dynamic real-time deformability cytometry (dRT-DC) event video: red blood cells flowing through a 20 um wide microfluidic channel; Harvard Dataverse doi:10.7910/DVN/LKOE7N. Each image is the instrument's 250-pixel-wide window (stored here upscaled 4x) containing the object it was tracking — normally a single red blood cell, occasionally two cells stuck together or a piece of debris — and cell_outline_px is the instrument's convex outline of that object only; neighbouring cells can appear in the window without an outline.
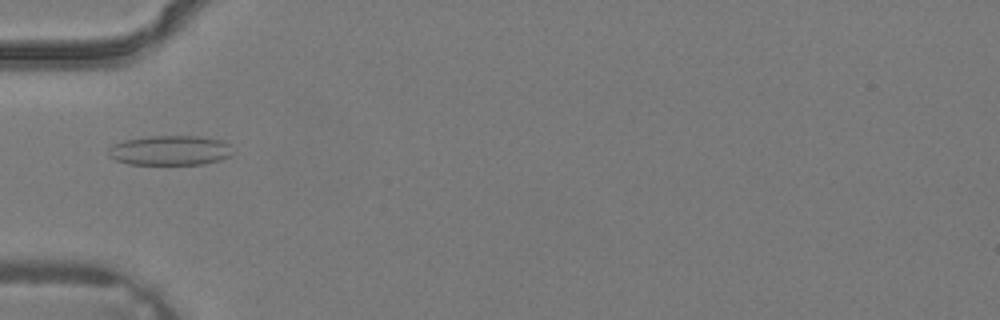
{"species": "common noctule bat (a hibernating species)", "species_latin": "Nyctalus noctula", "temperature_condition": "warm", "stored_images_in_passage": 3, "camera_frame_rate_fps": 3000, "um_per_image_px": 0.085, "animal": {"sex": "male", "body_mass_g": 19.2, "forearm_length_mm": 51.8}, "frame": {"image": 1, "passage_image": 3, "time_ms": 0.667, "image_size_px": [1000, 320], "cell_outline_px": [[232, 156], [220, 160], [204, 164], [128, 164], [116, 160], [108, 156], [108, 148], [112, 144], [124, 140], [152, 136], [200, 136], [220, 140], [228, 144], [232, 152]], "centroid_in_image_um": [14.44, 12.79], "position_along_channel_um": 70.6, "area_um2": 21.62}}